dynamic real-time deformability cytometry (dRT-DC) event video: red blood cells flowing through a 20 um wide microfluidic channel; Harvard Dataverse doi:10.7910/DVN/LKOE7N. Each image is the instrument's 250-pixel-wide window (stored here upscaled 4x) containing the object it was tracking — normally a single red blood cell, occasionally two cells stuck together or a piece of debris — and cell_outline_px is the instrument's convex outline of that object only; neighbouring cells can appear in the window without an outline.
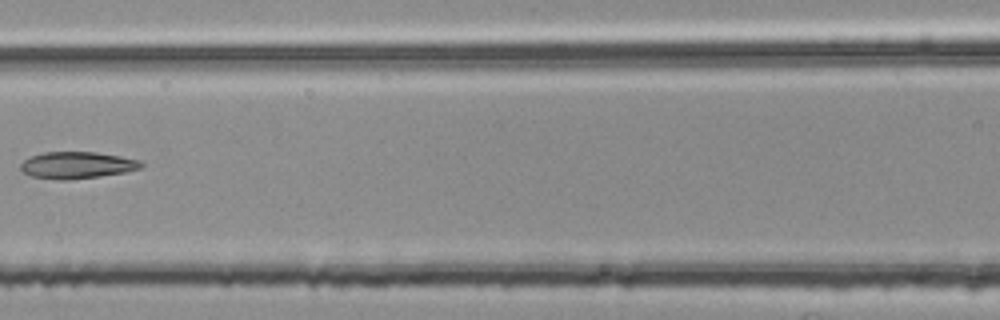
{"species": "common noctule bat (a hibernating species)", "species_latin": "Nyctalus noctula", "temperature_condition": "room temperature", "stored_images_in_passage": 5, "camera_frame_rate_fps": 3000, "um_per_image_px": 0.085, "animal": {"sex": "female", "body_mass_g": 25.1}, "frame": {"image": 1, "passage_image": 5, "time_ms": 1.333, "image_size_px": [1000, 320], "cell_outline_px": [[144, 164], [140, 168], [124, 172], [100, 176], [72, 180], [60, 180], [32, 176], [24, 172], [20, 168], [20, 164], [28, 156], [44, 152], [96, 152], [120, 156], [140, 160]], "centroid_in_image_um": [6.53, 14.03], "position_along_channel_um": 160.1, "area_um2": 18.84}}